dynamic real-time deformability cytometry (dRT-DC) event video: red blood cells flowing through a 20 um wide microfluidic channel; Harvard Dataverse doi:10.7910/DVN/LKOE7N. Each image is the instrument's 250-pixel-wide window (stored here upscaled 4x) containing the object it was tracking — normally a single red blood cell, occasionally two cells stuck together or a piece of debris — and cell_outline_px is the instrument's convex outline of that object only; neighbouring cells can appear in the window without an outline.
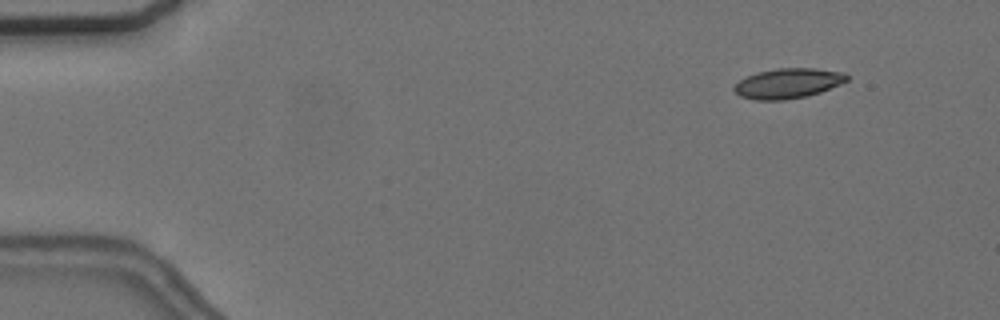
{"species": "common noctule bat (a hibernating species)", "species_latin": "Nyctalus noctula", "temperature_condition": "cold", "stored_images_in_passage": 51, "camera_frame_rate_fps": 3000, "um_per_image_px": 0.085, "animal": {"sex": "female", "body_mass_g": 24.6, "forearm_length_mm": 56.2}, "frame": {"image": 1, "passage_image": 1, "time_ms": 0.0, "image_size_px": [1000, 320], "cell_outline_px": [[848, 80], [840, 84], [820, 92], [808, 96], [784, 100], [756, 100], [740, 96], [732, 88], [740, 80], [756, 72], [776, 68], [816, 68], [840, 72], [848, 76]], "centroid_in_image_um": [66.96, 7.08], "position_along_channel_um": 18.0, "area_um2": 19.65}}
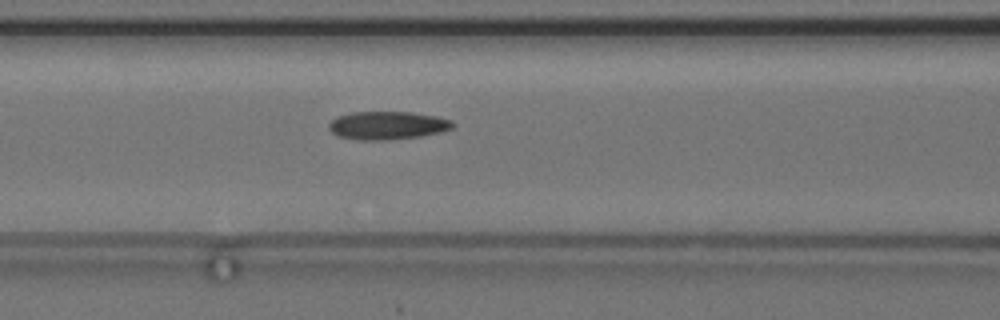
{"frame": {"image": 2, "passage_image": 19, "time_ms": 6.0, "image_size_px": [1000, 320], "cell_outline_px": [[456, 124], [452, 128], [440, 132], [420, 136], [388, 140], [360, 140], [340, 136], [332, 132], [328, 128], [328, 124], [336, 116], [352, 112], [412, 112], [436, 116], [452, 120]], "centroid_in_image_um": [32.94, 10.65], "position_along_channel_um": 133.7, "area_um2": 20.35}}
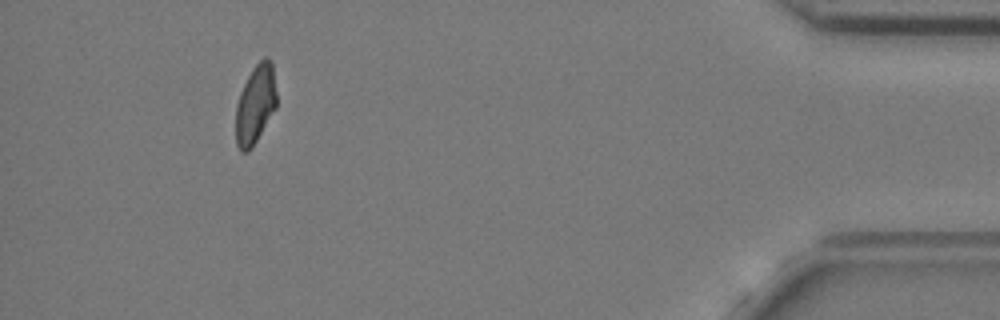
{"frame": {"image": 3, "passage_image": 47, "time_ms": 15.333, "image_size_px": [1000, 320], "cell_outline_px": [[276, 108], [252, 148], [248, 152], [240, 152], [236, 144], [236, 104], [240, 92], [252, 68], [264, 56], [272, 64], [276, 92]], "centroid_in_image_um": [21.69, 8.91], "position_along_channel_um": 413.5, "area_um2": 18.73}, "authors_computed_cell_mechanics": {"area_um2": 19.7098, "velocity_mm_per_s": 3.6723, "shape_relaxation_time_tau1_ms": null, "shape_relaxation_time_tau2_ms": 4.7854, "deformation_change_tau1": null, "deformation_change_tau2": 0.1079}}